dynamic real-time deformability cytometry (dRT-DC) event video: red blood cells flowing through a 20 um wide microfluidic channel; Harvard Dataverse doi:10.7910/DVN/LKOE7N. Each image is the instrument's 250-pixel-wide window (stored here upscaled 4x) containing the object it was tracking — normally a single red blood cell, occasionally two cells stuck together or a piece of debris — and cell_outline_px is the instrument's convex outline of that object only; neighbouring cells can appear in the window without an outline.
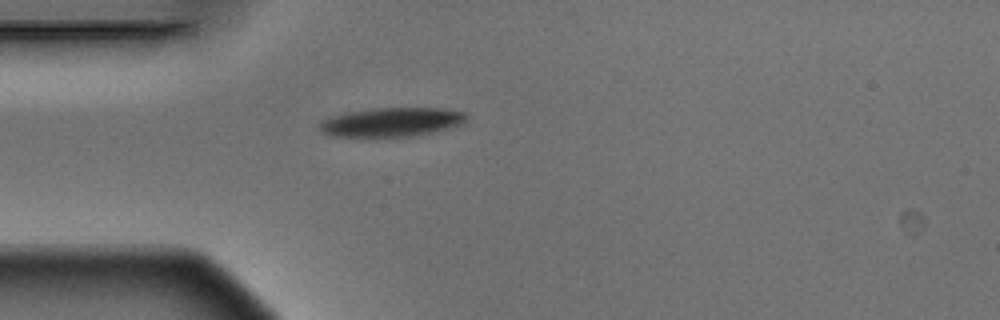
{"species": "Egyptian fruit bat (a non-hibernating species)", "species_latin": "Rousettus aegyptiacus", "temperature_condition": "warm", "stored_images_in_passage": 1, "camera_frame_rate_fps": 3000, "um_per_image_px": 0.085, "animal": {"sex": "male"}, "frame": {"image": 1, "passage_image": 1, "time_ms": 0.0, "image_size_px": [1000, 320], "cell_outline_px": [[468, 116], [464, 124], [452, 128], [416, 136], [372, 140], [328, 136], [320, 132], [316, 128], [328, 116], [344, 112], [376, 108], [440, 108], [464, 112]], "centroid_in_image_um": [33.2, 10.44], "position_along_channel_um": 51.8, "area_um2": 26.47}}